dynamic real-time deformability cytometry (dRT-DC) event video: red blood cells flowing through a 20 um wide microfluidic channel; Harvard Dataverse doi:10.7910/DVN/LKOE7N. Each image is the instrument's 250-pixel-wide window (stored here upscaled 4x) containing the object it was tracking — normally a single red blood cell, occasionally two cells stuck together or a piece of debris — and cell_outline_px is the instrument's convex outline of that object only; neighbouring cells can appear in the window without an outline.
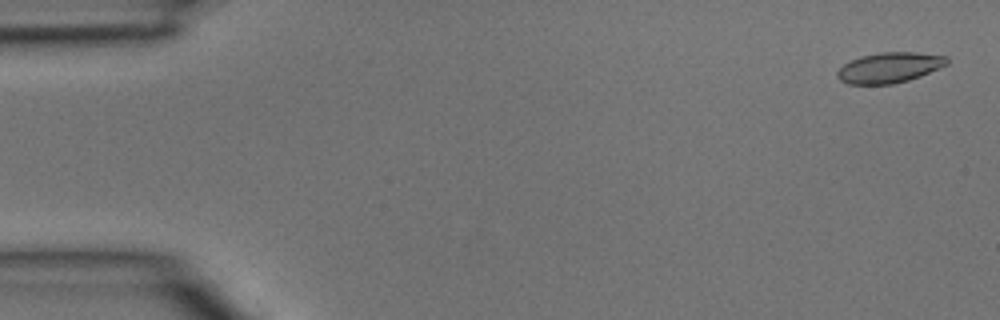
{"species": "common noctule bat (a hibernating species)", "species_latin": "Nyctalus noctula", "temperature_condition": "room temperature", "stored_images_in_passage": 4, "camera_frame_rate_fps": 3000, "um_per_image_px": 0.085, "animal": {"sex": "male", "body_mass_g": 15.6}, "frame": {"image": 1, "passage_image": 1, "time_ms": 0.0, "image_size_px": [1000, 320], "cell_outline_px": [[948, 64], [920, 76], [908, 80], [892, 84], [848, 84], [840, 80], [836, 76], [836, 72], [844, 64], [860, 56], [880, 52], [916, 52], [948, 56]], "centroid_in_image_um": [75.6, 5.74], "position_along_channel_um": 9.4, "area_um2": 19.42}}
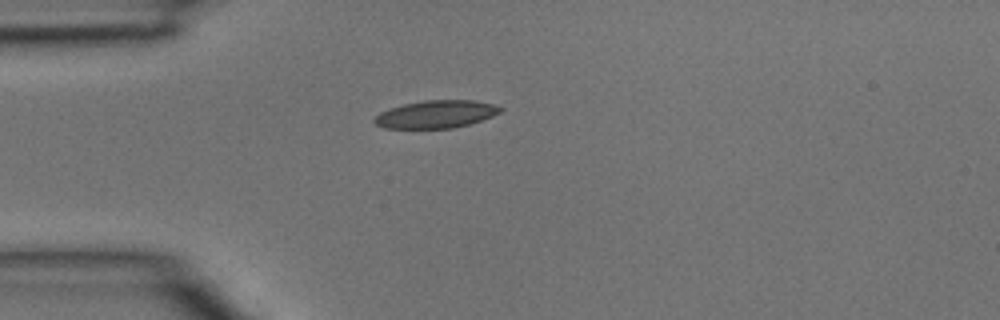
{"frame": {"image": 2, "passage_image": 4, "time_ms": 1.0, "image_size_px": [1000, 320], "cell_outline_px": [[504, 108], [500, 112], [492, 116], [468, 124], [452, 128], [384, 128], [376, 124], [372, 120], [380, 112], [388, 108], [404, 104], [424, 100], [472, 100], [492, 104]], "centroid_in_image_um": [37.03, 9.7], "position_along_channel_um": 48.0, "area_um2": 20.17}}